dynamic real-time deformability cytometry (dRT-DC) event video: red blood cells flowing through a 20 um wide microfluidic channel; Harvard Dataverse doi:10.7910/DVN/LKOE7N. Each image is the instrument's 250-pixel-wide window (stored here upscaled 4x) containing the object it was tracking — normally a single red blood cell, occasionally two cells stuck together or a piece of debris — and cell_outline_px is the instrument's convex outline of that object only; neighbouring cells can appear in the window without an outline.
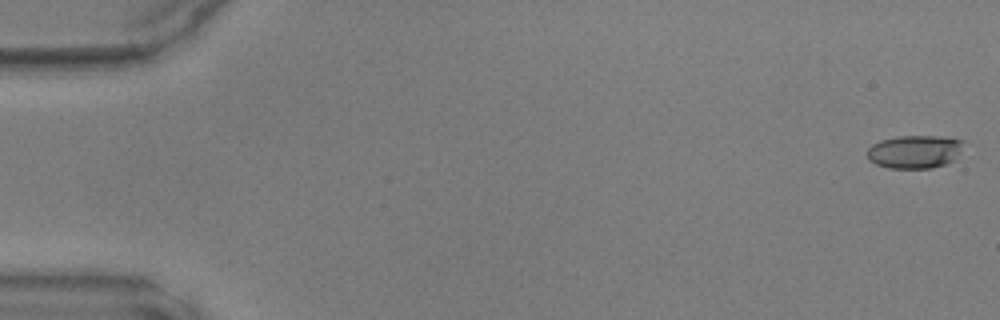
{"species": "common noctule bat (a hibernating species)", "species_latin": "Nyctalus noctula", "temperature_condition": "warm", "stored_images_in_passage": 7, "camera_frame_rate_fps": 3000, "um_per_image_px": 0.085, "animal": {"sex": "male", "body_mass_g": 17.9, "forearm_length_mm": 54.2}, "frame": {"image": 1, "passage_image": 1, "time_ms": 0.0, "image_size_px": [1000, 320], "cell_outline_px": [[964, 140], [952, 160], [944, 164], [932, 168], [888, 168], [876, 164], [868, 160], [868, 148], [872, 144], [880, 140], [900, 136], [936, 136]], "centroid_in_image_um": [77.67, 12.89], "position_along_channel_um": 7.3, "area_um2": 18.26}}